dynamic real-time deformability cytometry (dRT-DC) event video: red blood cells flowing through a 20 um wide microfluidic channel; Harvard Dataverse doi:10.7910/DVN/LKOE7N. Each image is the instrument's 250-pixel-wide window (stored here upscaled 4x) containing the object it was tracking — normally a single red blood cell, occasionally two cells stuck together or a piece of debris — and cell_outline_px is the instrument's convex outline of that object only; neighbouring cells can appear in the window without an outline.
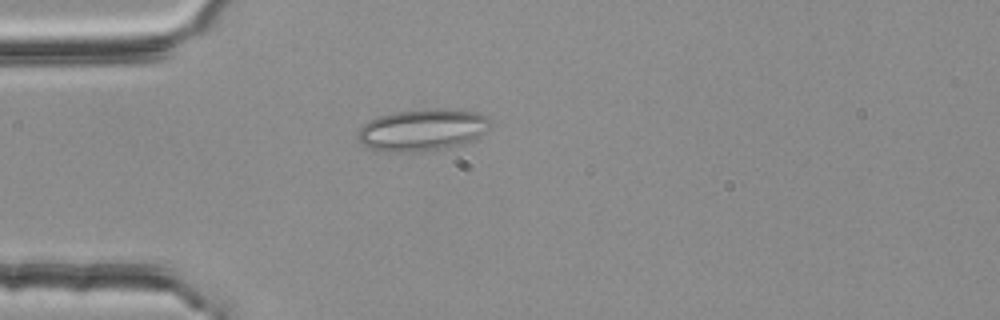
{"species": "common noctule bat (a hibernating species)", "species_latin": "Nyctalus noctula", "temperature_condition": "room temperature", "stored_images_in_passage": 44, "segment_of_instrument_passage": [1, 2], "camera_frame_rate_fps": 3000, "um_per_image_px": 0.085, "animal": {"sex": "female", "body_mass_g": 25.1}, "frame": {"image": 1, "passage_image": 5, "time_ms": 1.333, "image_size_px": [1000, 320], "cell_outline_px": [[492, 124], [484, 132], [460, 144], [436, 148], [400, 152], [396, 152], [368, 148], [360, 140], [360, 128], [368, 120], [380, 116], [396, 112], [436, 108], [444, 108], [476, 112], [488, 116]], "centroid_in_image_um": [35.92, 11.0], "position_along_channel_um": 49.1, "area_um2": 31.33}}